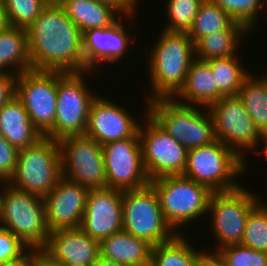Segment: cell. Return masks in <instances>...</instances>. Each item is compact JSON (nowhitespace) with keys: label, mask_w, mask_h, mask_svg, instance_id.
<instances>
[{"label":"cell","mask_w":267,"mask_h":266,"mask_svg":"<svg viewBox=\"0 0 267 266\" xmlns=\"http://www.w3.org/2000/svg\"><path fill=\"white\" fill-rule=\"evenodd\" d=\"M123 231L146 240L152 246L173 239L177 232L167 223L154 187L123 190Z\"/></svg>","instance_id":"cell-9"},{"label":"cell","mask_w":267,"mask_h":266,"mask_svg":"<svg viewBox=\"0 0 267 266\" xmlns=\"http://www.w3.org/2000/svg\"><path fill=\"white\" fill-rule=\"evenodd\" d=\"M145 104L147 113L187 150L216 141L208 108L181 101L176 96H160Z\"/></svg>","instance_id":"cell-3"},{"label":"cell","mask_w":267,"mask_h":266,"mask_svg":"<svg viewBox=\"0 0 267 266\" xmlns=\"http://www.w3.org/2000/svg\"><path fill=\"white\" fill-rule=\"evenodd\" d=\"M122 196L118 189H89L80 228L99 242L122 231Z\"/></svg>","instance_id":"cell-16"},{"label":"cell","mask_w":267,"mask_h":266,"mask_svg":"<svg viewBox=\"0 0 267 266\" xmlns=\"http://www.w3.org/2000/svg\"><path fill=\"white\" fill-rule=\"evenodd\" d=\"M15 95L33 126L45 136L53 127L57 105V71L28 70L16 76Z\"/></svg>","instance_id":"cell-14"},{"label":"cell","mask_w":267,"mask_h":266,"mask_svg":"<svg viewBox=\"0 0 267 266\" xmlns=\"http://www.w3.org/2000/svg\"><path fill=\"white\" fill-rule=\"evenodd\" d=\"M124 16L107 28L89 29L83 36V56L85 68L95 71L96 65L105 63H117L122 59L123 54L130 47L133 40L129 30L124 27ZM123 22V23H122ZM127 31V32H126ZM129 36V37H128Z\"/></svg>","instance_id":"cell-20"},{"label":"cell","mask_w":267,"mask_h":266,"mask_svg":"<svg viewBox=\"0 0 267 266\" xmlns=\"http://www.w3.org/2000/svg\"><path fill=\"white\" fill-rule=\"evenodd\" d=\"M0 226L18 236L28 248L41 250L50 233L43 197L18 191L4 181Z\"/></svg>","instance_id":"cell-7"},{"label":"cell","mask_w":267,"mask_h":266,"mask_svg":"<svg viewBox=\"0 0 267 266\" xmlns=\"http://www.w3.org/2000/svg\"><path fill=\"white\" fill-rule=\"evenodd\" d=\"M51 0H3L9 25L23 29L35 21Z\"/></svg>","instance_id":"cell-34"},{"label":"cell","mask_w":267,"mask_h":266,"mask_svg":"<svg viewBox=\"0 0 267 266\" xmlns=\"http://www.w3.org/2000/svg\"><path fill=\"white\" fill-rule=\"evenodd\" d=\"M62 176L89 189L107 188L102 147L86 135L66 136L59 141Z\"/></svg>","instance_id":"cell-13"},{"label":"cell","mask_w":267,"mask_h":266,"mask_svg":"<svg viewBox=\"0 0 267 266\" xmlns=\"http://www.w3.org/2000/svg\"><path fill=\"white\" fill-rule=\"evenodd\" d=\"M264 5H266L264 8H265V10L267 9V0L266 1H264ZM266 13H267V10L265 11Z\"/></svg>","instance_id":"cell-47"},{"label":"cell","mask_w":267,"mask_h":266,"mask_svg":"<svg viewBox=\"0 0 267 266\" xmlns=\"http://www.w3.org/2000/svg\"><path fill=\"white\" fill-rule=\"evenodd\" d=\"M116 102L97 95L91 103L85 135L100 145L127 139L138 131L139 120Z\"/></svg>","instance_id":"cell-17"},{"label":"cell","mask_w":267,"mask_h":266,"mask_svg":"<svg viewBox=\"0 0 267 266\" xmlns=\"http://www.w3.org/2000/svg\"><path fill=\"white\" fill-rule=\"evenodd\" d=\"M16 76L0 71V108L15 95Z\"/></svg>","instance_id":"cell-38"},{"label":"cell","mask_w":267,"mask_h":266,"mask_svg":"<svg viewBox=\"0 0 267 266\" xmlns=\"http://www.w3.org/2000/svg\"><path fill=\"white\" fill-rule=\"evenodd\" d=\"M248 32L250 31L243 24L234 21L227 29L201 38L195 44V58L207 61L238 55L242 36L244 37Z\"/></svg>","instance_id":"cell-26"},{"label":"cell","mask_w":267,"mask_h":266,"mask_svg":"<svg viewBox=\"0 0 267 266\" xmlns=\"http://www.w3.org/2000/svg\"><path fill=\"white\" fill-rule=\"evenodd\" d=\"M144 111L145 125L140 123L138 133L143 164L149 180L183 175L187 165L188 150L147 113V108Z\"/></svg>","instance_id":"cell-11"},{"label":"cell","mask_w":267,"mask_h":266,"mask_svg":"<svg viewBox=\"0 0 267 266\" xmlns=\"http://www.w3.org/2000/svg\"><path fill=\"white\" fill-rule=\"evenodd\" d=\"M19 150L0 135V181L8 182L14 175Z\"/></svg>","instance_id":"cell-37"},{"label":"cell","mask_w":267,"mask_h":266,"mask_svg":"<svg viewBox=\"0 0 267 266\" xmlns=\"http://www.w3.org/2000/svg\"><path fill=\"white\" fill-rule=\"evenodd\" d=\"M28 249L18 236L0 226V265L19 258Z\"/></svg>","instance_id":"cell-36"},{"label":"cell","mask_w":267,"mask_h":266,"mask_svg":"<svg viewBox=\"0 0 267 266\" xmlns=\"http://www.w3.org/2000/svg\"><path fill=\"white\" fill-rule=\"evenodd\" d=\"M89 188L63 176L48 195L43 197L49 231L80 228Z\"/></svg>","instance_id":"cell-18"},{"label":"cell","mask_w":267,"mask_h":266,"mask_svg":"<svg viewBox=\"0 0 267 266\" xmlns=\"http://www.w3.org/2000/svg\"><path fill=\"white\" fill-rule=\"evenodd\" d=\"M221 266H267V253L241 244L228 245L212 255Z\"/></svg>","instance_id":"cell-33"},{"label":"cell","mask_w":267,"mask_h":266,"mask_svg":"<svg viewBox=\"0 0 267 266\" xmlns=\"http://www.w3.org/2000/svg\"><path fill=\"white\" fill-rule=\"evenodd\" d=\"M233 22L234 20L217 4L211 0H204L187 34L195 45L201 38L227 29Z\"/></svg>","instance_id":"cell-30"},{"label":"cell","mask_w":267,"mask_h":266,"mask_svg":"<svg viewBox=\"0 0 267 266\" xmlns=\"http://www.w3.org/2000/svg\"><path fill=\"white\" fill-rule=\"evenodd\" d=\"M93 266H125L113 260L106 259L99 255L97 262Z\"/></svg>","instance_id":"cell-43"},{"label":"cell","mask_w":267,"mask_h":266,"mask_svg":"<svg viewBox=\"0 0 267 266\" xmlns=\"http://www.w3.org/2000/svg\"><path fill=\"white\" fill-rule=\"evenodd\" d=\"M37 266H68L66 264L58 263L49 258L42 250L38 249V264Z\"/></svg>","instance_id":"cell-41"},{"label":"cell","mask_w":267,"mask_h":266,"mask_svg":"<svg viewBox=\"0 0 267 266\" xmlns=\"http://www.w3.org/2000/svg\"><path fill=\"white\" fill-rule=\"evenodd\" d=\"M241 245L267 253V202H259L246 219Z\"/></svg>","instance_id":"cell-31"},{"label":"cell","mask_w":267,"mask_h":266,"mask_svg":"<svg viewBox=\"0 0 267 266\" xmlns=\"http://www.w3.org/2000/svg\"><path fill=\"white\" fill-rule=\"evenodd\" d=\"M26 30L33 70L87 71L82 33L56 0H51Z\"/></svg>","instance_id":"cell-1"},{"label":"cell","mask_w":267,"mask_h":266,"mask_svg":"<svg viewBox=\"0 0 267 266\" xmlns=\"http://www.w3.org/2000/svg\"><path fill=\"white\" fill-rule=\"evenodd\" d=\"M0 135L18 150L35 144L43 137L33 126L24 105L16 95L0 108Z\"/></svg>","instance_id":"cell-21"},{"label":"cell","mask_w":267,"mask_h":266,"mask_svg":"<svg viewBox=\"0 0 267 266\" xmlns=\"http://www.w3.org/2000/svg\"><path fill=\"white\" fill-rule=\"evenodd\" d=\"M101 3L108 4L117 10L121 16H125L127 19H134L137 10L136 4H139V0H97Z\"/></svg>","instance_id":"cell-39"},{"label":"cell","mask_w":267,"mask_h":266,"mask_svg":"<svg viewBox=\"0 0 267 266\" xmlns=\"http://www.w3.org/2000/svg\"><path fill=\"white\" fill-rule=\"evenodd\" d=\"M237 55L207 60L218 87V100L223 96H236L244 80L251 74Z\"/></svg>","instance_id":"cell-29"},{"label":"cell","mask_w":267,"mask_h":266,"mask_svg":"<svg viewBox=\"0 0 267 266\" xmlns=\"http://www.w3.org/2000/svg\"><path fill=\"white\" fill-rule=\"evenodd\" d=\"M262 75L255 77L251 73L244 80L237 95L261 136L267 134V78Z\"/></svg>","instance_id":"cell-28"},{"label":"cell","mask_w":267,"mask_h":266,"mask_svg":"<svg viewBox=\"0 0 267 266\" xmlns=\"http://www.w3.org/2000/svg\"><path fill=\"white\" fill-rule=\"evenodd\" d=\"M179 100L208 108L218 101V87L207 61L195 58L188 70L185 85L175 95Z\"/></svg>","instance_id":"cell-24"},{"label":"cell","mask_w":267,"mask_h":266,"mask_svg":"<svg viewBox=\"0 0 267 266\" xmlns=\"http://www.w3.org/2000/svg\"><path fill=\"white\" fill-rule=\"evenodd\" d=\"M204 0H168L166 13L169 23L163 28L170 32H188Z\"/></svg>","instance_id":"cell-32"},{"label":"cell","mask_w":267,"mask_h":266,"mask_svg":"<svg viewBox=\"0 0 267 266\" xmlns=\"http://www.w3.org/2000/svg\"><path fill=\"white\" fill-rule=\"evenodd\" d=\"M56 1L82 34L89 29L110 27L121 16L112 6L97 0Z\"/></svg>","instance_id":"cell-23"},{"label":"cell","mask_w":267,"mask_h":266,"mask_svg":"<svg viewBox=\"0 0 267 266\" xmlns=\"http://www.w3.org/2000/svg\"><path fill=\"white\" fill-rule=\"evenodd\" d=\"M149 52L150 93L146 100L175 96L185 85L188 70L195 59V45L187 32L163 30Z\"/></svg>","instance_id":"cell-2"},{"label":"cell","mask_w":267,"mask_h":266,"mask_svg":"<svg viewBox=\"0 0 267 266\" xmlns=\"http://www.w3.org/2000/svg\"><path fill=\"white\" fill-rule=\"evenodd\" d=\"M260 201L262 200L253 190L245 189L242 184L233 190L211 194L207 215L211 213L210 216H213L210 227H212V236L218 244L215 251L208 252L209 256L225 246L241 244L246 219Z\"/></svg>","instance_id":"cell-10"},{"label":"cell","mask_w":267,"mask_h":266,"mask_svg":"<svg viewBox=\"0 0 267 266\" xmlns=\"http://www.w3.org/2000/svg\"><path fill=\"white\" fill-rule=\"evenodd\" d=\"M201 266H221L213 256H207Z\"/></svg>","instance_id":"cell-45"},{"label":"cell","mask_w":267,"mask_h":266,"mask_svg":"<svg viewBox=\"0 0 267 266\" xmlns=\"http://www.w3.org/2000/svg\"><path fill=\"white\" fill-rule=\"evenodd\" d=\"M184 235L177 234L173 239L153 246L150 266H201L209 250L197 252Z\"/></svg>","instance_id":"cell-27"},{"label":"cell","mask_w":267,"mask_h":266,"mask_svg":"<svg viewBox=\"0 0 267 266\" xmlns=\"http://www.w3.org/2000/svg\"><path fill=\"white\" fill-rule=\"evenodd\" d=\"M95 72V73H94ZM96 74L87 70L79 73L57 71V105L54 127L45 137L59 141L66 136L85 135L89 110L97 97L86 85L85 75ZM94 93V94H93Z\"/></svg>","instance_id":"cell-6"},{"label":"cell","mask_w":267,"mask_h":266,"mask_svg":"<svg viewBox=\"0 0 267 266\" xmlns=\"http://www.w3.org/2000/svg\"><path fill=\"white\" fill-rule=\"evenodd\" d=\"M2 183V184H1ZM4 181H0V220H1V208H2V195H3V191H4Z\"/></svg>","instance_id":"cell-46"},{"label":"cell","mask_w":267,"mask_h":266,"mask_svg":"<svg viewBox=\"0 0 267 266\" xmlns=\"http://www.w3.org/2000/svg\"><path fill=\"white\" fill-rule=\"evenodd\" d=\"M152 247L123 230L99 242L100 256L125 266H150Z\"/></svg>","instance_id":"cell-22"},{"label":"cell","mask_w":267,"mask_h":266,"mask_svg":"<svg viewBox=\"0 0 267 266\" xmlns=\"http://www.w3.org/2000/svg\"><path fill=\"white\" fill-rule=\"evenodd\" d=\"M31 69L27 30L8 25L0 31V71L17 76Z\"/></svg>","instance_id":"cell-25"},{"label":"cell","mask_w":267,"mask_h":266,"mask_svg":"<svg viewBox=\"0 0 267 266\" xmlns=\"http://www.w3.org/2000/svg\"><path fill=\"white\" fill-rule=\"evenodd\" d=\"M107 188L132 190L150 184L142 155L138 131L127 139L101 145Z\"/></svg>","instance_id":"cell-15"},{"label":"cell","mask_w":267,"mask_h":266,"mask_svg":"<svg viewBox=\"0 0 267 266\" xmlns=\"http://www.w3.org/2000/svg\"><path fill=\"white\" fill-rule=\"evenodd\" d=\"M61 177L59 142L43 136L19 150L16 170L7 183L18 191L45 197Z\"/></svg>","instance_id":"cell-4"},{"label":"cell","mask_w":267,"mask_h":266,"mask_svg":"<svg viewBox=\"0 0 267 266\" xmlns=\"http://www.w3.org/2000/svg\"><path fill=\"white\" fill-rule=\"evenodd\" d=\"M212 116L215 137L232 150L242 161L246 152L259 148L261 135L256 130L251 116L236 96H223L208 107Z\"/></svg>","instance_id":"cell-12"},{"label":"cell","mask_w":267,"mask_h":266,"mask_svg":"<svg viewBox=\"0 0 267 266\" xmlns=\"http://www.w3.org/2000/svg\"><path fill=\"white\" fill-rule=\"evenodd\" d=\"M225 11L234 21L243 24L249 31L263 12L264 0H211ZM259 15V16H258ZM251 27V28H250Z\"/></svg>","instance_id":"cell-35"},{"label":"cell","mask_w":267,"mask_h":266,"mask_svg":"<svg viewBox=\"0 0 267 266\" xmlns=\"http://www.w3.org/2000/svg\"><path fill=\"white\" fill-rule=\"evenodd\" d=\"M37 264L38 249L29 248L19 258L3 263L0 266H37Z\"/></svg>","instance_id":"cell-40"},{"label":"cell","mask_w":267,"mask_h":266,"mask_svg":"<svg viewBox=\"0 0 267 266\" xmlns=\"http://www.w3.org/2000/svg\"><path fill=\"white\" fill-rule=\"evenodd\" d=\"M41 250L52 260L68 266H93L100 255L99 241L81 228L50 231Z\"/></svg>","instance_id":"cell-19"},{"label":"cell","mask_w":267,"mask_h":266,"mask_svg":"<svg viewBox=\"0 0 267 266\" xmlns=\"http://www.w3.org/2000/svg\"><path fill=\"white\" fill-rule=\"evenodd\" d=\"M150 184L157 192L165 220L177 234H182L180 226L207 215L213 193L207 186L183 175L160 177Z\"/></svg>","instance_id":"cell-5"},{"label":"cell","mask_w":267,"mask_h":266,"mask_svg":"<svg viewBox=\"0 0 267 266\" xmlns=\"http://www.w3.org/2000/svg\"><path fill=\"white\" fill-rule=\"evenodd\" d=\"M245 174V162L219 140L188 150L183 176L207 186L212 192L239 187L237 176Z\"/></svg>","instance_id":"cell-8"},{"label":"cell","mask_w":267,"mask_h":266,"mask_svg":"<svg viewBox=\"0 0 267 266\" xmlns=\"http://www.w3.org/2000/svg\"><path fill=\"white\" fill-rule=\"evenodd\" d=\"M262 141V142H261ZM260 143H263V149L260 151L258 149H256L255 151H252V152H256L258 155H265L264 157L266 158L267 160V134H264L261 136V140H260Z\"/></svg>","instance_id":"cell-44"},{"label":"cell","mask_w":267,"mask_h":266,"mask_svg":"<svg viewBox=\"0 0 267 266\" xmlns=\"http://www.w3.org/2000/svg\"><path fill=\"white\" fill-rule=\"evenodd\" d=\"M9 25L3 0H0V31Z\"/></svg>","instance_id":"cell-42"}]
</instances>
